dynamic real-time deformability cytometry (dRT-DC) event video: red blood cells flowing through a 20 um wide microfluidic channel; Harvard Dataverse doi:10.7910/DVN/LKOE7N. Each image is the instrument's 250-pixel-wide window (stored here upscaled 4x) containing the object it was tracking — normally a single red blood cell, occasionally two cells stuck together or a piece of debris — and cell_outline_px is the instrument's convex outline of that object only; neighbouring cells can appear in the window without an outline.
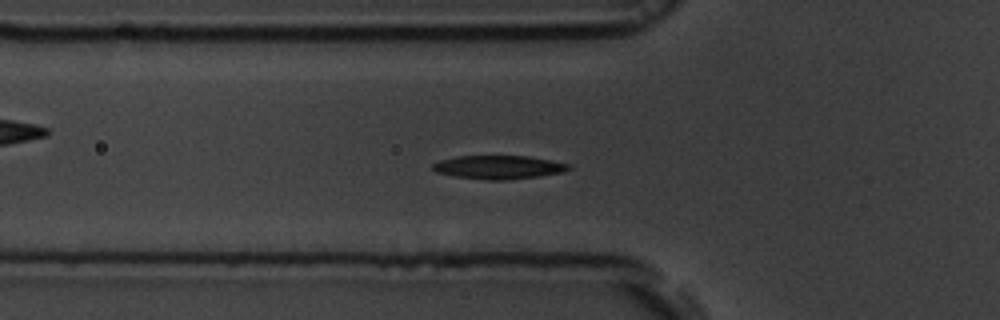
{"species": "common noctule bat (a hibernating species)", "species_latin": "Nyctalus noctula", "temperature_condition": "room temperature", "stored_images_in_passage": 57, "camera_frame_rate_fps": 3000, "um_per_image_px": 0.085, "animal": {"sex": "male", "body_mass_g": 19.5, "forearm_length_mm": 54.6}, "frame": {"image": 1, "passage_image": 20, "time_ms": 6.333, "image_size_px": [1000, 320], "cell_outline_px": [[572, 168], [564, 172], [540, 176], [504, 180], [488, 180], [452, 176], [436, 172], [432, 168], [432, 164], [440, 160], [456, 156], [528, 156], [552, 160], [568, 164]], "centroid_in_image_um": [42.38, 14.21], "position_along_channel_um": 83.4, "area_um2": 18.73}}
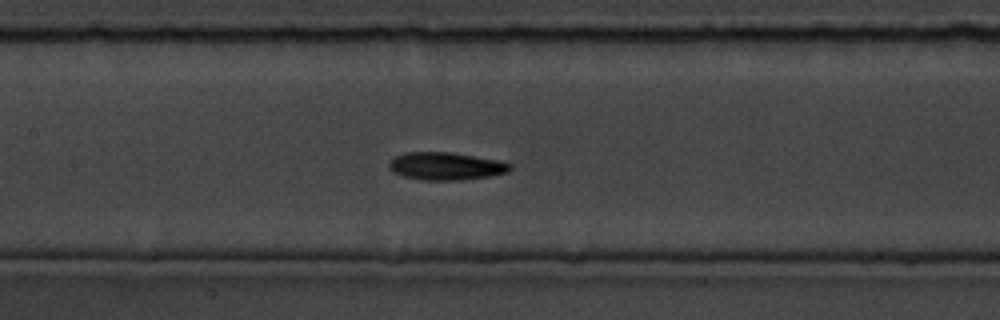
{"frame": {"image": 2, "passage_image": 27, "time_ms": 8.667, "image_size_px": [1000, 320], "cell_outline_px": [[512, 168], [508, 172], [492, 176], [464, 180], [424, 180], [404, 176], [392, 172], [388, 164], [396, 156], [404, 152], [448, 152], [500, 160], [512, 164]], "centroid_in_image_um": [37.94, 14.12], "position_along_channel_um": 169.5, "area_um2": 19.59}}
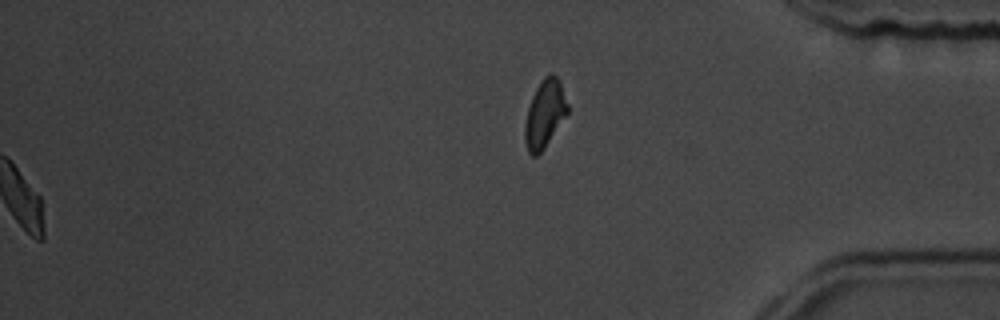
{"frame": {"image": 3, "passage_image": 57, "time_ms": 18.667, "image_size_px": [1000, 320], "cell_outline_px": [[568, 112], [544, 148], [536, 156], [532, 156], [528, 152], [524, 140], [524, 124], [528, 108], [532, 96], [536, 88], [544, 76], [552, 72], [560, 80], [568, 104]], "centroid_in_image_um": [46.29, 9.66], "position_along_channel_um": 388.9, "area_um2": 16.82}, "authors_computed_cell_mechanics": {"area_um2": 18.3226, "velocity_mm_per_s": 3.6751, "shape_relaxation_time_tau1_ms": 2.2363, "shape_relaxation_time_tau2_ms": 9.1049, "deformation_change_tau1": 0.1106, "deformation_change_tau2": 0.1718}}